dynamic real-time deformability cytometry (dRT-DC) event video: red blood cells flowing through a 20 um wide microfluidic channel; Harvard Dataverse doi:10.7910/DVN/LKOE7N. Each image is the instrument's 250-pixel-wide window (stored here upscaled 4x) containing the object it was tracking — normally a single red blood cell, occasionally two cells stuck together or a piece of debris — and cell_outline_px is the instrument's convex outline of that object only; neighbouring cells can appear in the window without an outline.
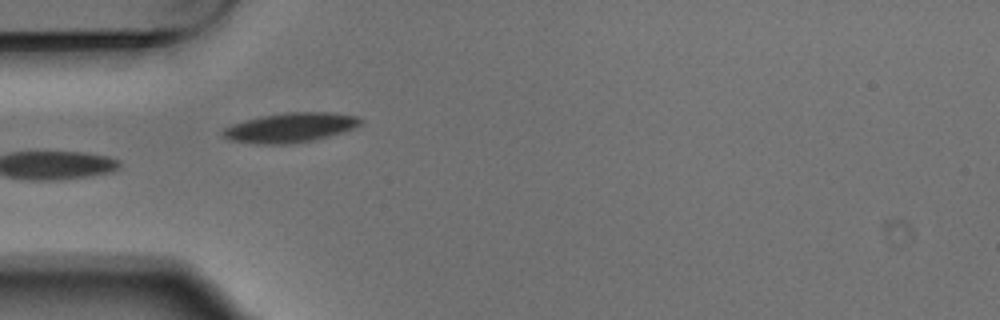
{"species": "Egyptian fruit bat (a non-hibernating species)", "species_latin": "Rousettus aegyptiacus", "temperature_condition": "warm", "stored_images_in_passage": 5, "camera_frame_rate_fps": 3000, "um_per_image_px": 0.085, "animal": {"sex": "male"}, "frame": {"image": 1, "passage_image": 4, "time_ms": 1.0, "image_size_px": [1000, 320], "cell_outline_px": [[364, 120], [360, 124], [344, 132], [312, 140], [292, 144], [252, 144], [228, 140], [220, 136], [220, 132], [224, 128], [232, 124], [260, 116], [284, 112], [328, 112], [356, 116]], "centroid_in_image_um": [24.61, 10.85], "position_along_channel_um": 60.4, "area_um2": 23.93}}
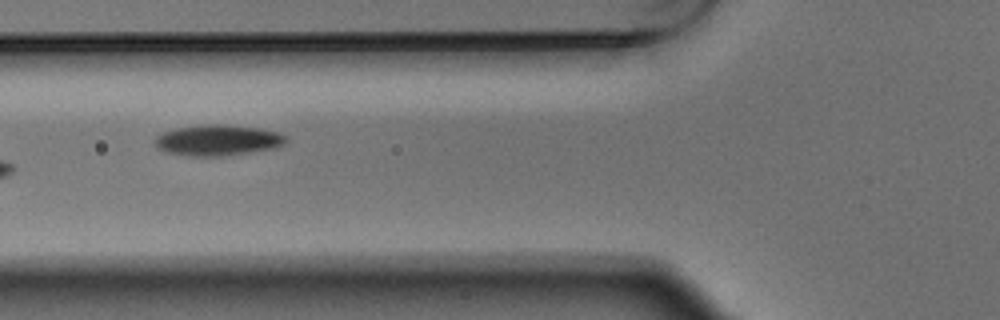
{"frame": {"image": 2, "passage_image": 5, "time_ms": 1.333, "image_size_px": [1000, 320], "cell_outline_px": [[288, 140], [284, 144], [276, 148], [220, 156], [192, 156], [168, 152], [160, 148], [156, 144], [156, 136], [164, 132], [176, 128], [204, 124], [224, 124], [260, 128], [280, 132], [288, 136]], "centroid_in_image_um": [18.6, 11.9], "position_along_channel_um": 107.2, "area_um2": 23.47}}